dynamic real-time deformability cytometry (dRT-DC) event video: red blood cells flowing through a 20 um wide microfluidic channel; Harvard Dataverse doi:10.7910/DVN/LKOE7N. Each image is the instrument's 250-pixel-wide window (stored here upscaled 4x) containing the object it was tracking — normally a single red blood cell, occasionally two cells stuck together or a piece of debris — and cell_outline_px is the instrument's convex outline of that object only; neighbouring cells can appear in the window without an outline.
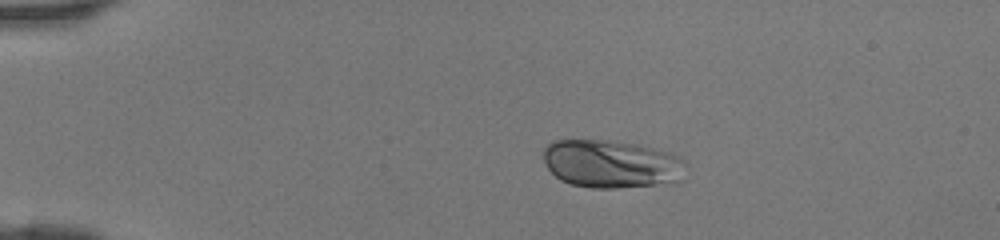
{"species": "human", "species_latin": "Homo sapiens", "temperature_condition": "room temperature", "stored_images_in_passage": 37, "camera_frame_rate_fps": 3000, "um_per_image_px": 0.085, "donor": {"sex": "female"}, "frame": {"image": 1, "passage_image": 1, "time_ms": 0.0, "image_size_px": [1000, 240], "cell_outline_px": [[688, 164], [684, 180], [676, 184], [616, 188], [592, 188], [572, 184], [560, 180], [548, 168], [540, 152], [552, 140], [608, 140], [640, 144], [672, 152], [684, 160]], "centroid_in_image_um": [52.07, 13.94], "position_along_channel_um": 32.9, "area_um2": 41.15}}
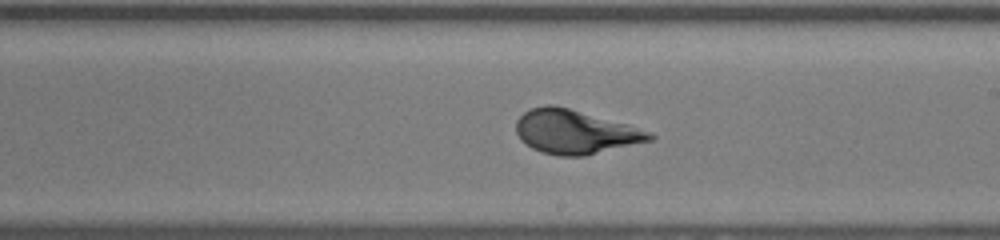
{"frame": {"image": 2, "passage_image": 19, "time_ms": 6.0, "image_size_px": [1000, 240], "cell_outline_px": [[656, 136], [652, 140], [584, 156], [560, 156], [540, 152], [532, 148], [516, 132], [516, 120], [528, 108], [548, 104], [556, 104], [628, 124], [652, 132]], "centroid_in_image_um": [48.9, 11.19], "position_along_channel_um": 240.1, "area_um2": 34.28}}
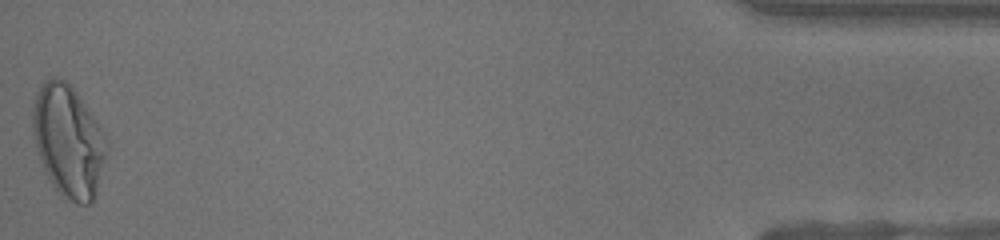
{"frame": {"image": 3, "passage_image": 37, "time_ms": 12.0, "image_size_px": [1000, 240], "cell_outline_px": [[108, 148], [96, 192], [92, 200], [88, 204], [76, 204], [56, 192], [44, 172], [36, 152], [32, 132], [32, 112], [36, 92], [52, 76], [56, 76], [64, 80], [76, 92], [100, 124], [108, 140]], "centroid_in_image_um": [5.8, 12.01], "position_along_channel_um": 429.4, "area_um2": 48.61}}